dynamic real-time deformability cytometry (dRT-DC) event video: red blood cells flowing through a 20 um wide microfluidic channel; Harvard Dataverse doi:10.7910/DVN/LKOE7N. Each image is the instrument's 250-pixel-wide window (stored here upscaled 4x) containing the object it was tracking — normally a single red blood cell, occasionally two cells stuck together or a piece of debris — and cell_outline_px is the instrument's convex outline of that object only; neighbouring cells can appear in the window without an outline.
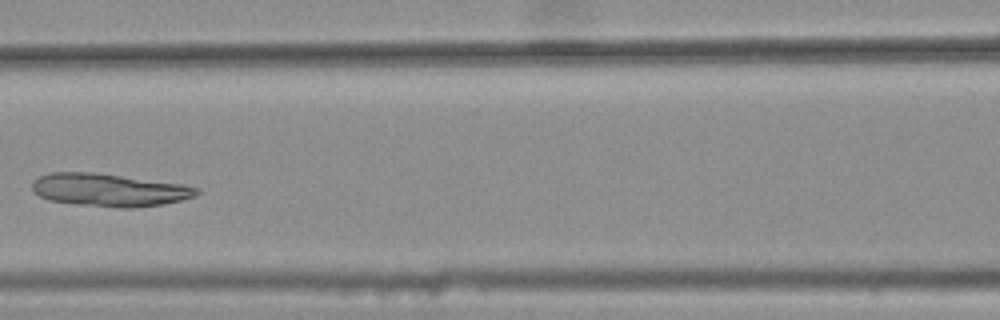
{"species": "common noctule bat (a hibernating species)", "species_latin": "Nyctalus noctula", "temperature_condition": "warm", "stored_images_in_passage": 8, "camera_frame_rate_fps": 3000, "um_per_image_px": 0.085, "animal": {"sex": "female", "body_mass_g": 25.1}, "frame": {"image": 1, "passage_image": 7, "time_ms": 2.0, "image_size_px": [1000, 320], "cell_outline_px": [[200, 192], [196, 196], [164, 204], [132, 208], [120, 208], [76, 204], [48, 200], [32, 192], [32, 180], [48, 172], [96, 172], [180, 184], [200, 188]], "centroid_in_image_um": [9.24, 16.14], "position_along_channel_um": 157.4, "area_um2": 31.62}}
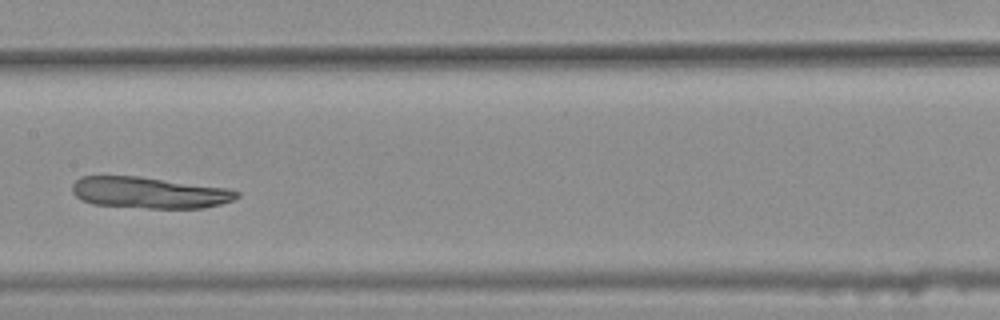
{"frame": {"image": 2, "passage_image": 8, "time_ms": 2.333, "image_size_px": [1000, 320], "cell_outline_px": [[240, 196], [232, 200], [220, 204], [204, 208], [148, 208], [92, 204], [80, 200], [72, 192], [72, 184], [80, 176], [140, 176], [228, 188], [240, 192]], "centroid_in_image_um": [12.68, 16.37], "position_along_channel_um": 194.7, "area_um2": 30.23}}